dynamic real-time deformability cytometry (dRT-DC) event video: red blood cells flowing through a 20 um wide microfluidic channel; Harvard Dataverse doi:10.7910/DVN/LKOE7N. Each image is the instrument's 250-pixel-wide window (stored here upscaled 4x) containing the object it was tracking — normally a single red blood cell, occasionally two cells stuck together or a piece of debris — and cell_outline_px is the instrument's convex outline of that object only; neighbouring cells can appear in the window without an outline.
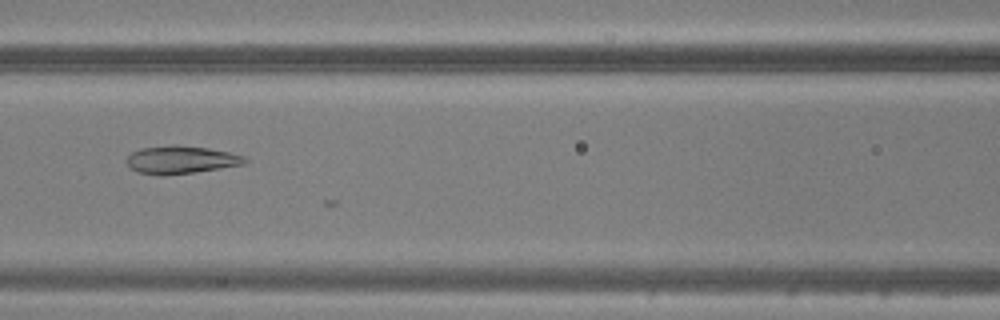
{"species": "common noctule bat (a hibernating species)", "species_latin": "Nyctalus noctula", "temperature_condition": "warm", "stored_images_in_passage": 40, "camera_frame_rate_fps": 3000, "um_per_image_px": 0.085, "animal": {"sex": "male", "body_mass_g": 20.5, "forearm_length_mm": 52.5}, "frame": {"image": 1, "passage_image": 19, "time_ms": 6.0, "image_size_px": [1000, 320], "cell_outline_px": [[248, 160], [244, 164], [220, 168], [192, 172], [160, 176], [136, 172], [128, 168], [124, 160], [132, 152], [140, 148], [172, 144], [176, 144], [208, 148], [228, 152], [244, 156]], "centroid_in_image_um": [15.3, 13.58], "position_along_channel_um": 151.3, "area_um2": 19.42}}
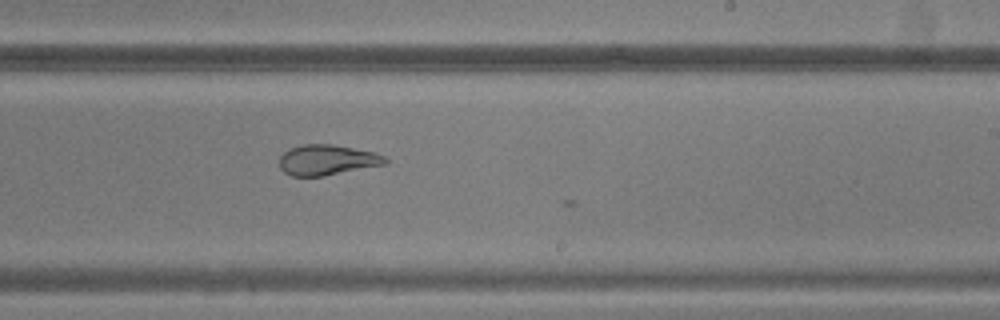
{"frame": {"image": 2, "passage_image": 27, "time_ms": 8.667, "image_size_px": [1000, 320], "cell_outline_px": [[388, 164], [324, 176], [292, 176], [284, 172], [280, 168], [280, 156], [284, 152], [300, 144], [332, 144], [376, 152], [384, 156], [388, 160]], "centroid_in_image_um": [27.84, 13.6], "position_along_channel_um": 261.2, "area_um2": 18.9}}
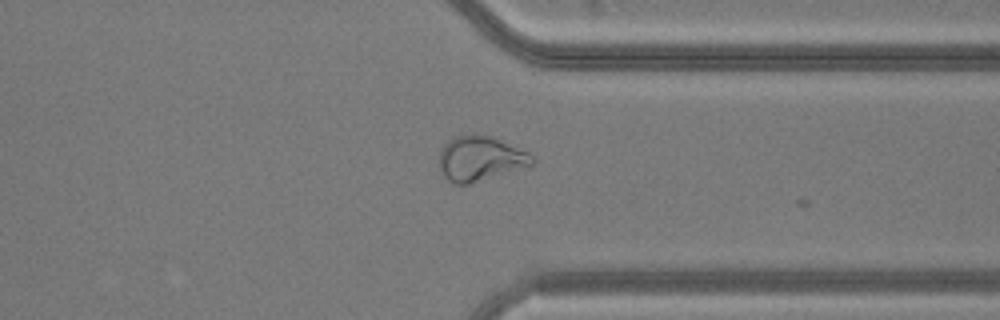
{"frame": {"image": 3, "passage_image": 35, "time_ms": 11.333, "image_size_px": [1000, 320], "cell_outline_px": [[536, 160], [532, 164], [468, 184], [456, 184], [448, 180], [440, 172], [440, 148], [452, 136], [492, 136], [528, 152]], "centroid_in_image_um": [40.78, 13.48], "position_along_channel_um": 370.6, "area_um2": 23.7}}